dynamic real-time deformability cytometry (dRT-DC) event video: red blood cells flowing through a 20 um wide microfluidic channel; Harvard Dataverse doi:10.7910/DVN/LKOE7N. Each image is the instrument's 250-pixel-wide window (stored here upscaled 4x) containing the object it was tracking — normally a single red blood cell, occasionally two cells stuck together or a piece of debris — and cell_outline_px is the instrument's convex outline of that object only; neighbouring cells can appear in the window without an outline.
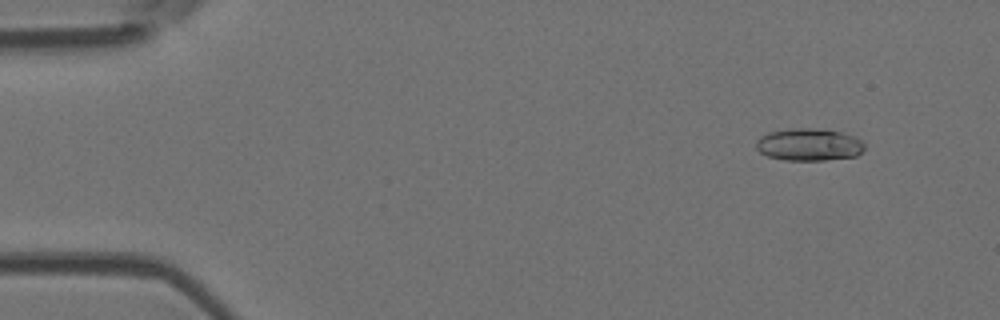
{"species": "Egyptian fruit bat (a non-hibernating species)", "species_latin": "Rousettus aegyptiacus", "temperature_condition": "room temperature", "stored_images_in_passage": 5, "camera_frame_rate_fps": 3000, "um_per_image_px": 0.085, "animal": {"sex": "female"}, "frame": {"image": 1, "passage_image": 2, "time_ms": 1.0, "image_size_px": [1000, 320], "cell_outline_px": [[864, 148], [856, 156], [824, 160], [784, 160], [768, 156], [760, 152], [756, 148], [756, 140], [760, 136], [768, 132], [796, 128], [812, 128], [840, 132], [852, 136], [860, 140], [864, 144]], "centroid_in_image_um": [68.72, 12.29], "position_along_channel_um": 16.3, "area_um2": 20.23}}
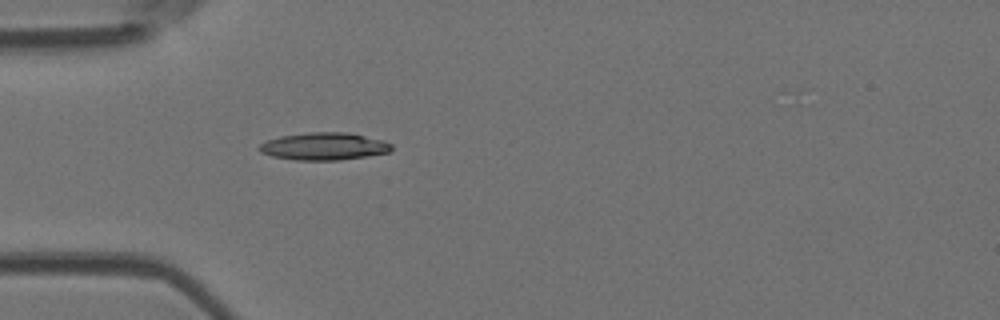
{"frame": {"image": 2, "passage_image": 5, "time_ms": 4.667, "image_size_px": [1000, 320], "cell_outline_px": [[392, 148], [388, 152], [368, 156], [340, 160], [296, 160], [272, 156], [260, 152], [256, 148], [260, 144], [268, 140], [280, 136], [308, 132], [348, 132], [384, 140], [392, 144]], "centroid_in_image_um": [27.54, 12.43], "position_along_channel_um": 57.5, "area_um2": 21.27}}